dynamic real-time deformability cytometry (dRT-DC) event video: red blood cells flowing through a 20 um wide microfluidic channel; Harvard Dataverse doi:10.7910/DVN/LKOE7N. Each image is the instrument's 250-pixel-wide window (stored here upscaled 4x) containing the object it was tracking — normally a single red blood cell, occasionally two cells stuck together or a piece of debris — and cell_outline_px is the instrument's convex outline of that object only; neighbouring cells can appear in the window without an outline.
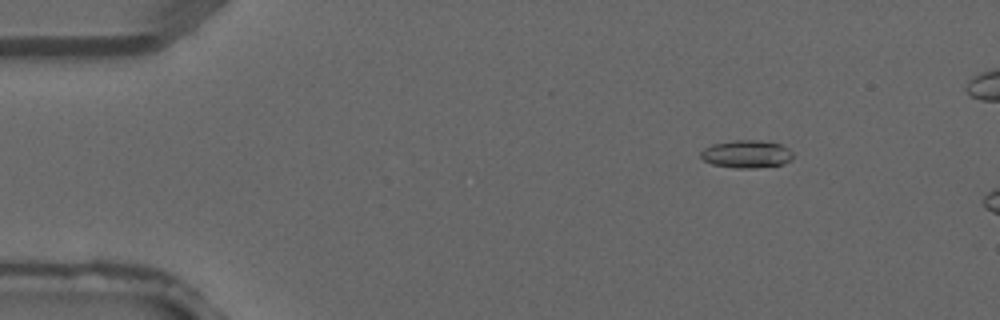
{"species": "common noctule bat (a hibernating species)", "species_latin": "Nyctalus noctula", "temperature_condition": "warm", "stored_images_in_passage": 4, "camera_frame_rate_fps": 3000, "um_per_image_px": 0.085, "animal": {"sex": "male", "forearm_length_mm": 52.5}, "frame": {"image": 1, "passage_image": 2, "time_ms": 0.333, "image_size_px": [1000, 320], "cell_outline_px": [[792, 160], [784, 164], [752, 168], [736, 168], [712, 164], [704, 160], [700, 156], [700, 152], [704, 148], [712, 144], [736, 140], [756, 140], [780, 144], [788, 148], [792, 152]], "centroid_in_image_um": [63.45, 13.1], "position_along_channel_um": 21.5, "area_um2": 14.85}}